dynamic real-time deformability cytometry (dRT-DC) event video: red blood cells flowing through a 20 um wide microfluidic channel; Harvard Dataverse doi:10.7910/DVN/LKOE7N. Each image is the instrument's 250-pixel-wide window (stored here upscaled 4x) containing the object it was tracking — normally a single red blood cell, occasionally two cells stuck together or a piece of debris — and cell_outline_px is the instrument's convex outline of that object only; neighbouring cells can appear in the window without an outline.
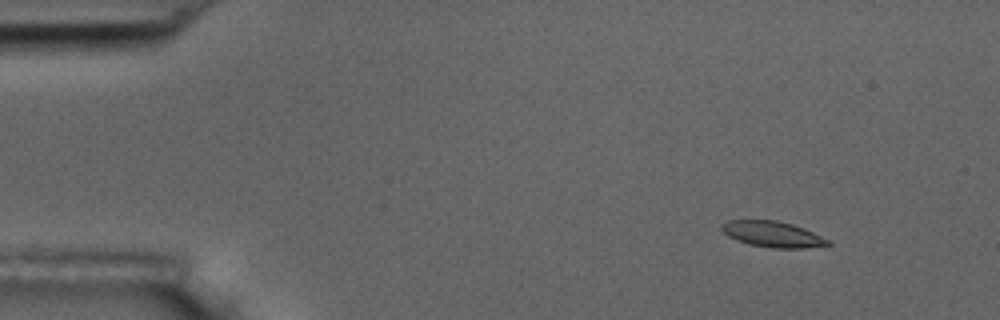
{"species": "common noctule bat (a hibernating species)", "species_latin": "Nyctalus noctula", "temperature_condition": "room temperature", "stored_images_in_passage": 5, "camera_frame_rate_fps": 3000, "um_per_image_px": 0.085, "animal": {"sex": "male", "body_mass_g": 17.5, "forearm_length_mm": 52.3}, "frame": {"image": 1, "passage_image": 2, "time_ms": 1.333, "image_size_px": [1000, 320], "cell_outline_px": [[832, 244], [804, 248], [772, 248], [748, 244], [736, 240], [728, 236], [720, 228], [720, 224], [728, 220], [776, 220], [792, 224], [804, 228], [832, 240]], "centroid_in_image_um": [65.68, 19.91], "position_along_channel_um": 19.3, "area_um2": 16.18}}
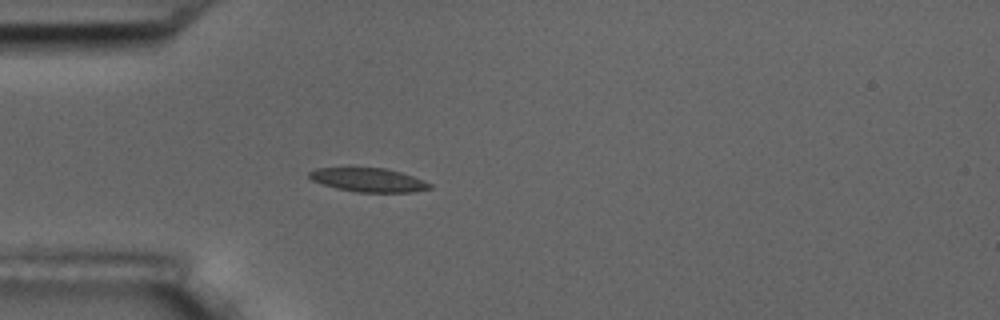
{"frame": {"image": 2, "passage_image": 5, "time_ms": 4.667, "image_size_px": [1000, 320], "cell_outline_px": [[432, 188], [412, 192], [356, 192], [336, 188], [312, 180], [308, 176], [308, 172], [316, 168], [388, 168], [412, 176], [432, 184]], "centroid_in_image_um": [31.32, 15.29], "position_along_channel_um": 53.7, "area_um2": 16.59}}